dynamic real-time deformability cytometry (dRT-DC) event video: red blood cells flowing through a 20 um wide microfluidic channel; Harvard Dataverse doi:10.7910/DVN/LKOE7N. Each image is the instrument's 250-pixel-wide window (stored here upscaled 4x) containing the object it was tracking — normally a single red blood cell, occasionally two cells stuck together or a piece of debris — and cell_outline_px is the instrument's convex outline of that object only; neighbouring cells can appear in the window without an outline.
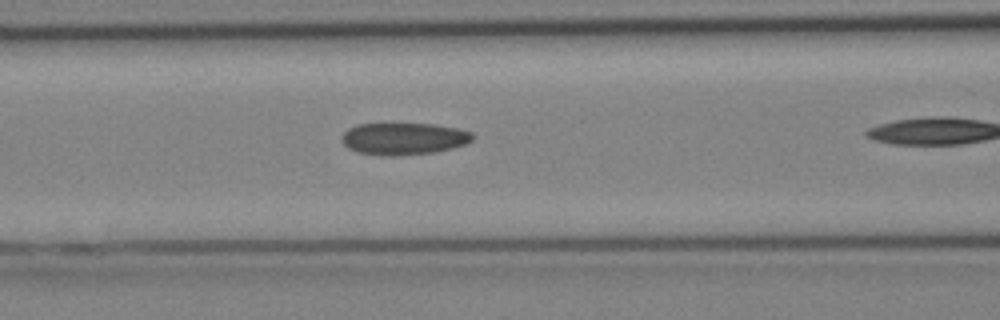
{"species": "Egyptian fruit bat (a non-hibernating species)", "species_latin": "Rousettus aegyptiacus", "temperature_condition": "cold", "stored_images_in_passage": 10, "camera_frame_rate_fps": 3000, "um_per_image_px": 0.085, "animal": {"sex": "female"}, "frame": {"image": 1, "passage_image": 4, "time_ms": 1.0, "image_size_px": [1000, 320], "cell_outline_px": [[476, 136], [472, 140], [464, 144], [452, 148], [436, 152], [396, 156], [384, 156], [360, 152], [348, 148], [340, 140], [340, 136], [348, 128], [356, 124], [432, 124], [460, 128], [472, 132]], "centroid_in_image_um": [34.32, 11.78], "position_along_channel_um": 132.3, "area_um2": 24.62}}